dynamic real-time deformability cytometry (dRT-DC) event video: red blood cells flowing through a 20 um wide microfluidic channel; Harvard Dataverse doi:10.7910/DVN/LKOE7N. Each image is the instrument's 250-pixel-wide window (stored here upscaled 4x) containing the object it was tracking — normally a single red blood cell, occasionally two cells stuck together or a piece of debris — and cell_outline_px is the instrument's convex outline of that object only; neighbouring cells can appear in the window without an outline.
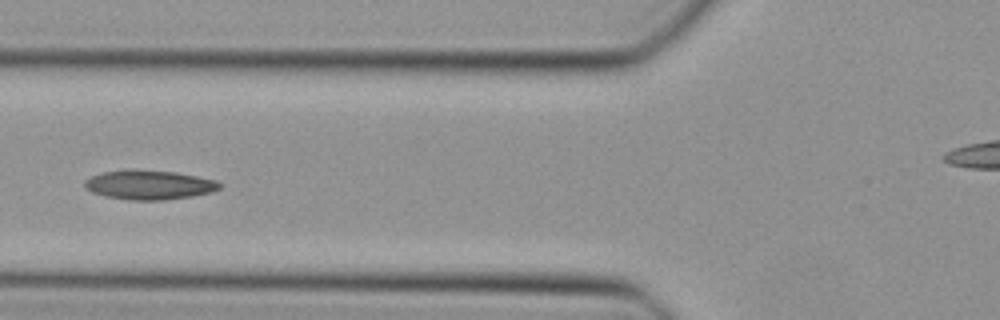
{"species": "Egyptian fruit bat (a non-hibernating species)", "species_latin": "Rousettus aegyptiacus", "temperature_condition": "cold", "stored_images_in_passage": 44, "camera_frame_rate_fps": 3000, "um_per_image_px": 0.085, "animal": {"sex": "female"}, "frame": {"image": 1, "passage_image": 14, "time_ms": 4.333, "image_size_px": [1000, 320], "cell_outline_px": [[220, 188], [212, 192], [192, 196], [164, 200], [128, 200], [104, 196], [92, 192], [84, 184], [84, 180], [92, 176], [104, 172], [132, 168], [136, 168], [176, 172], [216, 180], [220, 184]], "centroid_in_image_um": [12.67, 15.7], "position_along_channel_um": 113.1, "area_um2": 23.24}}
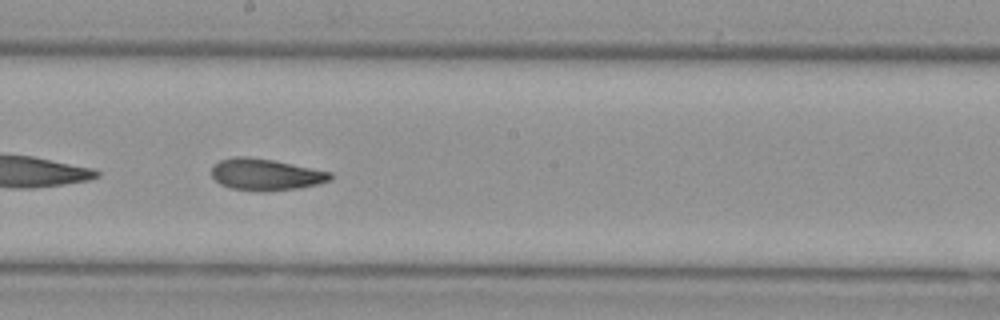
{"frame": {"image": 2, "passage_image": 22, "time_ms": 7.0, "image_size_px": [1000, 320], "cell_outline_px": [[332, 180], [316, 184], [296, 188], [232, 188], [220, 184], [212, 176], [212, 164], [220, 160], [232, 156], [248, 156], [272, 160], [332, 172]], "centroid_in_image_um": [22.56, 14.77], "position_along_channel_um": 225.6, "area_um2": 20.92}}
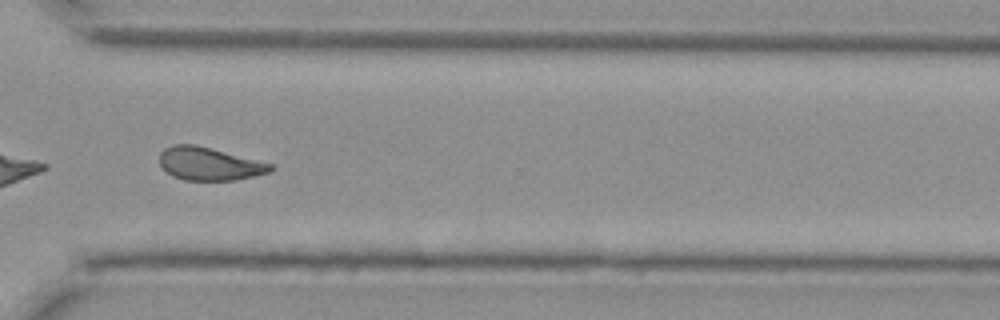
{"frame": {"image": 3, "passage_image": 31, "time_ms": 10.0, "image_size_px": [1000, 320], "cell_outline_px": [[276, 168], [272, 172], [236, 180], [184, 180], [172, 176], [160, 164], [160, 152], [164, 148], [172, 144], [196, 144], [272, 164]], "centroid_in_image_um": [17.8, 13.92], "position_along_channel_um": 352.8, "area_um2": 21.39}}